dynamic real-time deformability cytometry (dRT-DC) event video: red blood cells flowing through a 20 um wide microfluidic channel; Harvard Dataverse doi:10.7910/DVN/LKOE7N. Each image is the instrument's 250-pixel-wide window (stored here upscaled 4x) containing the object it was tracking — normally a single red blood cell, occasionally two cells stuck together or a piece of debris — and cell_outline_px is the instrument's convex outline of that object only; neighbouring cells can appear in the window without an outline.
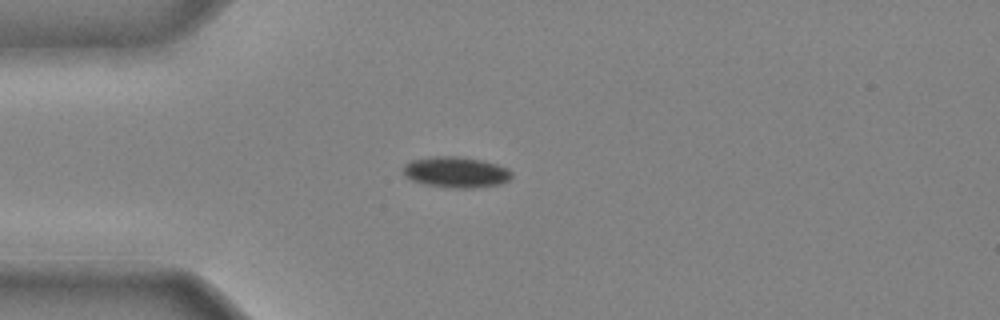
{"species": "common noctule bat (a hibernating species)", "species_latin": "Nyctalus noctula", "temperature_condition": "cold", "stored_images_in_passage": 32, "camera_frame_rate_fps": 3000, "um_per_image_px": 0.085, "animal": {"sex": "male", "body_mass_g": 20.4}, "frame": {"image": 1, "passage_image": 1, "time_ms": 0.0, "image_size_px": [1000, 320], "cell_outline_px": [[512, 176], [508, 180], [500, 184], [472, 188], [456, 188], [424, 184], [412, 180], [404, 176], [404, 164], [412, 160], [432, 156], [456, 156], [480, 160], [496, 164], [508, 168], [512, 172]], "centroid_in_image_um": [38.75, 14.63], "position_along_channel_um": 46.2, "area_um2": 19.42}}
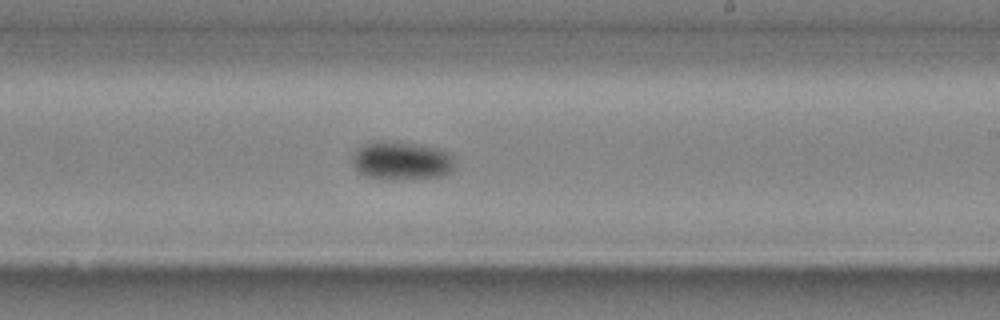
{"frame": {"image": 2, "passage_image": 16, "time_ms": 5.0, "image_size_px": [1000, 320], "cell_outline_px": [[452, 172], [440, 176], [396, 180], [392, 180], [368, 176], [360, 172], [352, 164], [352, 152], [356, 148], [368, 140], [400, 140], [440, 148], [448, 152], [452, 156]], "centroid_in_image_um": [34.07, 13.61], "position_along_channel_um": 254.9, "area_um2": 23.58}}
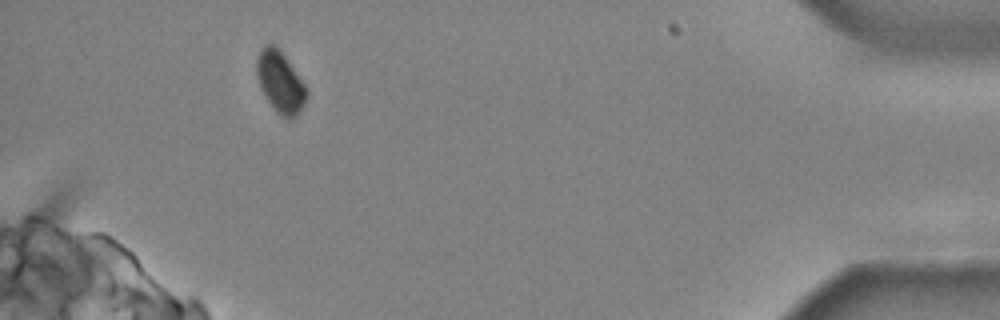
{"frame": {"image": 3, "passage_image": 30, "time_ms": 9.667, "image_size_px": [1000, 320], "cell_outline_px": [[308, 96], [300, 112], [296, 116], [288, 120], [280, 116], [276, 112], [268, 100], [256, 76], [256, 60], [260, 48], [264, 44], [272, 44], [280, 48], [308, 88]], "centroid_in_image_um": [23.85, 6.96], "position_along_channel_um": 411.4, "area_um2": 18.15}}